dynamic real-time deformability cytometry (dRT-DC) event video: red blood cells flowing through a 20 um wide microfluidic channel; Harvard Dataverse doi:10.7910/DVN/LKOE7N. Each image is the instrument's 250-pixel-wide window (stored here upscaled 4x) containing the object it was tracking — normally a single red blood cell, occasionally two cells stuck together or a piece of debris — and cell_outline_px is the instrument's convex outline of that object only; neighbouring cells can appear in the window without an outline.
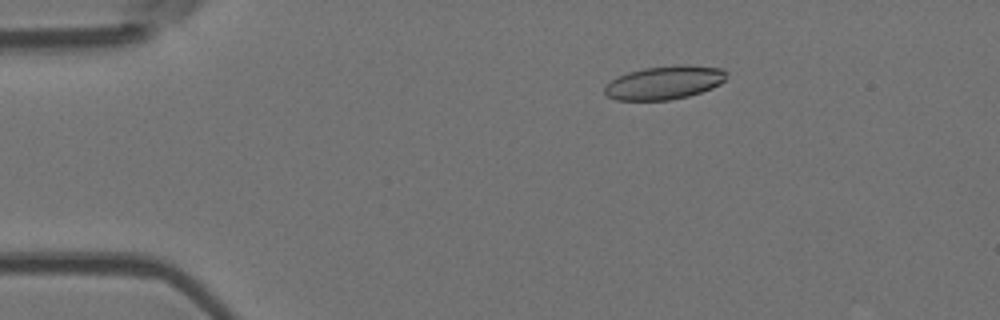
{"species": "Egyptian fruit bat (a non-hibernating species)", "species_latin": "Rousettus aegyptiacus", "temperature_condition": "room temperature", "stored_images_in_passage": 6, "camera_frame_rate_fps": 3000, "um_per_image_px": 0.085, "animal": {"sex": "female"}, "frame": {"image": 1, "passage_image": 2, "time_ms": 1.0, "image_size_px": [1000, 320], "cell_outline_px": [[728, 72], [724, 80], [720, 84], [712, 88], [688, 96], [668, 100], [616, 100], [608, 96], [604, 92], [604, 88], [612, 80], [628, 72], [644, 68], [676, 64], [684, 64], [724, 68]], "centroid_in_image_um": [56.52, 7.0], "position_along_channel_um": 28.5, "area_um2": 23.81}}
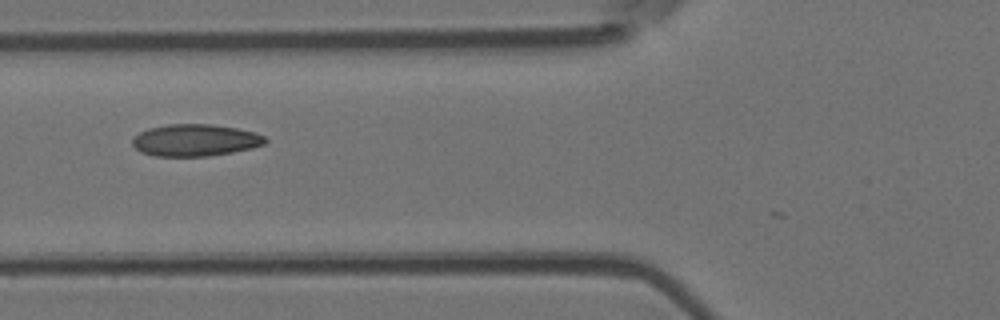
{"frame": {"image": 2, "passage_image": 5, "time_ms": 4.667, "image_size_px": [1000, 320], "cell_outline_px": [[268, 140], [264, 144], [252, 148], [232, 152], [208, 156], [156, 156], [140, 152], [132, 144], [132, 140], [140, 132], [148, 128], [168, 124], [212, 124], [236, 128], [256, 132], [264, 136]], "centroid_in_image_um": [16.6, 11.91], "position_along_channel_um": 109.2, "area_um2": 24.74}}
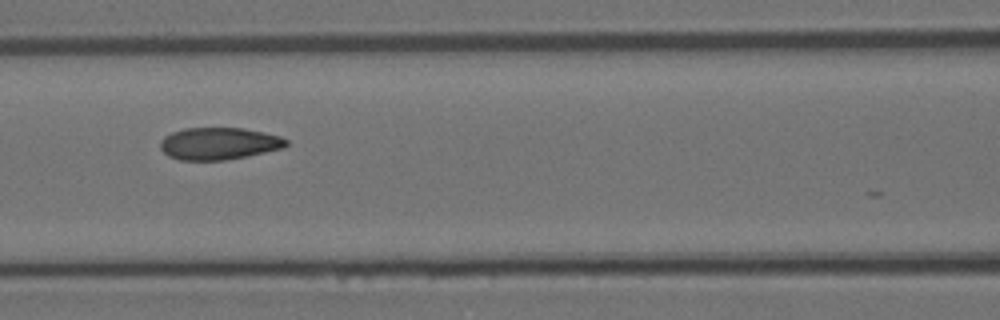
{"frame": {"image": 3, "passage_image": 6, "time_ms": 5.667, "image_size_px": [1000, 320], "cell_outline_px": [[288, 144], [284, 148], [224, 160], [180, 160], [168, 156], [160, 148], [160, 140], [164, 136], [172, 132], [184, 128], [244, 128], [264, 132], [280, 136], [288, 140]], "centroid_in_image_um": [18.59, 12.19], "position_along_channel_um": 148.0, "area_um2": 23.58}}